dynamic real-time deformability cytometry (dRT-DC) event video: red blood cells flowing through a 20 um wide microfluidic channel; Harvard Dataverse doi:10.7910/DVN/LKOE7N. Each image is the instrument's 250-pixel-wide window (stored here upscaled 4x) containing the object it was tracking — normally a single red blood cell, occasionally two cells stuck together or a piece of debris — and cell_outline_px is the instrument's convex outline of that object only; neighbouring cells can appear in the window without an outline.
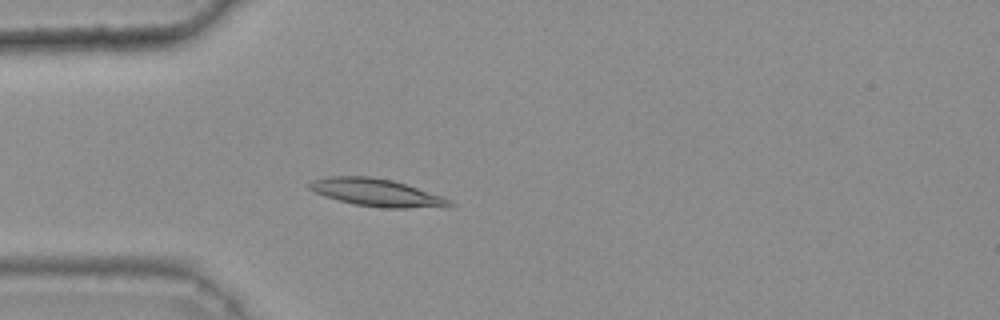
{"species": "common noctule bat (a hibernating species)", "species_latin": "Nyctalus noctula", "temperature_condition": "warm", "stored_images_in_passage": 45, "camera_frame_rate_fps": 3000, "um_per_image_px": 0.085, "animal": {"sex": "female", "body_mass_g": 25.1}, "frame": {"image": 1, "passage_image": 15, "time_ms": 4.667, "image_size_px": [1000, 320], "cell_outline_px": [[456, 204], [404, 208], [388, 208], [352, 204], [324, 196], [308, 188], [308, 184], [312, 180], [328, 176], [368, 176], [392, 180], [452, 200]], "centroid_in_image_um": [31.89, 16.35], "position_along_channel_um": 53.1, "area_um2": 21.91}}
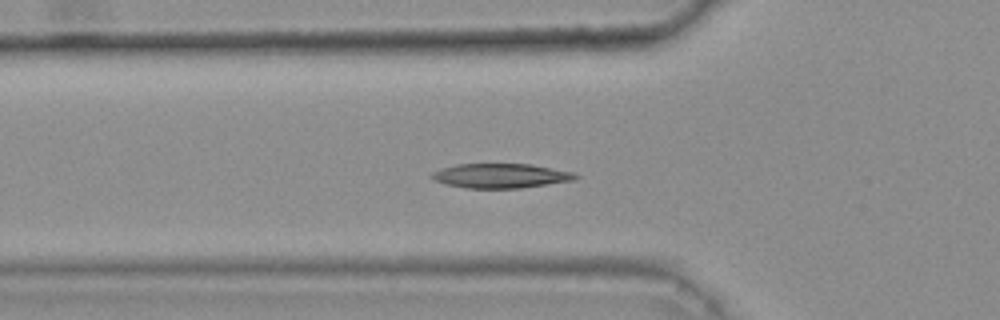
{"frame": {"image": 2, "passage_image": 18, "time_ms": 5.667, "image_size_px": [1000, 320], "cell_outline_px": [[580, 176], [576, 180], [520, 188], [464, 188], [444, 184], [428, 176], [432, 172], [440, 168], [456, 164], [532, 164], [576, 172]], "centroid_in_image_um": [42.58, 14.94], "position_along_channel_um": 83.2, "area_um2": 20.81}}
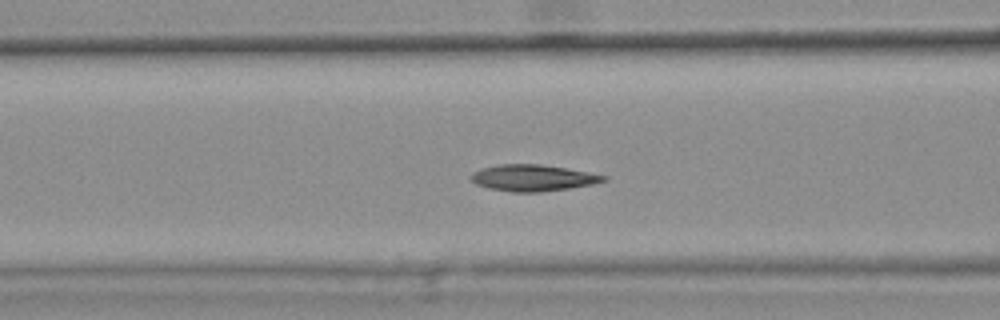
{"frame": {"image": 3, "passage_image": 21, "time_ms": 6.667, "image_size_px": [1000, 320], "cell_outline_px": [[608, 180], [592, 184], [568, 188], [540, 192], [512, 192], [488, 188], [476, 184], [468, 176], [472, 172], [480, 168], [496, 164], [540, 164], [564, 168], [608, 176]], "centroid_in_image_um": [45.23, 15.11], "position_along_channel_um": 121.4, "area_um2": 20.4}, "authors_computed_cell_mechanics": {"area_um2": 20.3456, "velocity_mm_per_s": 3.7719, "shape_relaxation_time_tau1_ms": 4.8817, "shape_relaxation_time_tau2_ms": 3.3571, "deformation_change_tau1": 0.168, "deformation_change_tau2": 0.0833}}